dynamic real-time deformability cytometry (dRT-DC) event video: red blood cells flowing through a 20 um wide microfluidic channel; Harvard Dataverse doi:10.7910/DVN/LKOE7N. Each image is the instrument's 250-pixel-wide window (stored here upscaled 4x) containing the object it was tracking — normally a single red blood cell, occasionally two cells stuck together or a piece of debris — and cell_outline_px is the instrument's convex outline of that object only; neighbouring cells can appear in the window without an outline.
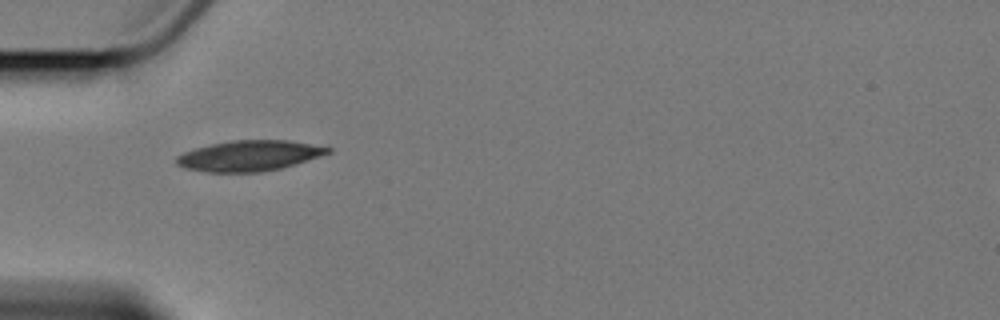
{"species": "Egyptian fruit bat (a non-hibernating species)", "species_latin": "Rousettus aegyptiacus", "temperature_condition": "cold", "stored_images_in_passage": 3, "camera_frame_rate_fps": 3000, "um_per_image_px": 0.085, "animal": {"sex": "female"}, "frame": {"image": 1, "passage_image": 1, "time_ms": 0.0, "image_size_px": [1000, 320], "cell_outline_px": [[332, 152], [320, 156], [280, 168], [260, 172], [208, 172], [184, 168], [176, 164], [176, 156], [184, 152], [196, 148], [212, 144], [232, 140], [288, 140], [332, 148]], "centroid_in_image_um": [21.16, 13.23], "position_along_channel_um": 63.8, "area_um2": 26.7}}
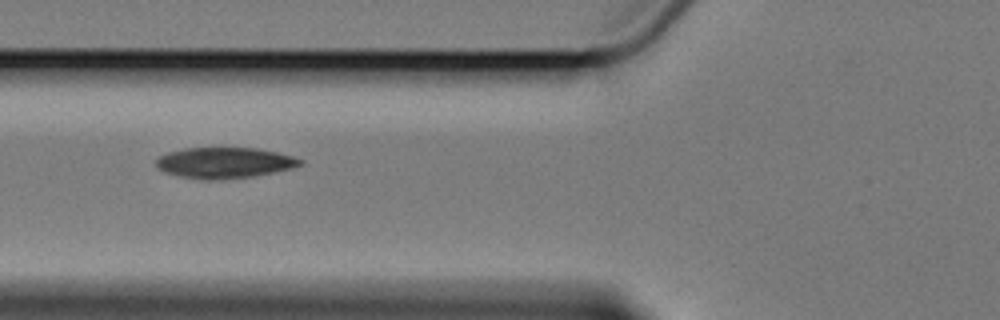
{"frame": {"image": 2, "passage_image": 2, "time_ms": 1.333, "image_size_px": [1000, 320], "cell_outline_px": [[304, 164], [292, 168], [252, 176], [212, 180], [208, 180], [180, 176], [164, 172], [156, 168], [156, 156], [168, 152], [184, 148], [256, 148], [276, 152], [292, 156], [304, 160]], "centroid_in_image_um": [19.04, 13.83], "position_along_channel_um": 106.8, "area_um2": 25.84}}
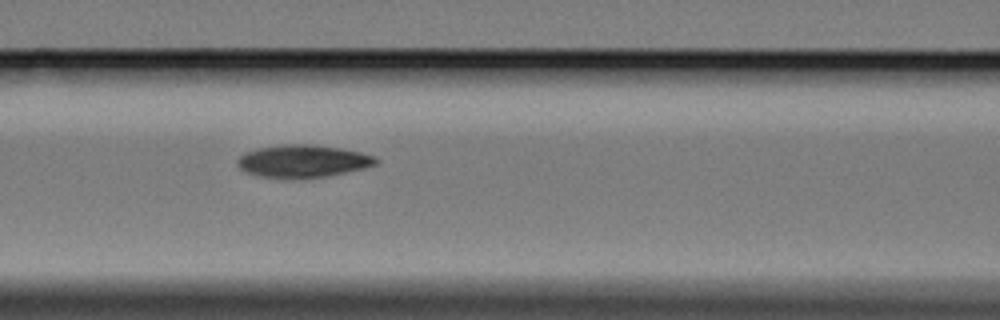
{"frame": {"image": 3, "passage_image": 3, "time_ms": 2.333, "image_size_px": [1000, 320], "cell_outline_px": [[380, 160], [376, 164], [364, 168], [328, 176], [260, 176], [244, 172], [236, 164], [236, 160], [244, 152], [256, 148], [284, 144], [312, 144], [340, 148], [360, 152], [376, 156]], "centroid_in_image_um": [25.74, 13.66], "position_along_channel_um": 140.9, "area_um2": 25.84}}